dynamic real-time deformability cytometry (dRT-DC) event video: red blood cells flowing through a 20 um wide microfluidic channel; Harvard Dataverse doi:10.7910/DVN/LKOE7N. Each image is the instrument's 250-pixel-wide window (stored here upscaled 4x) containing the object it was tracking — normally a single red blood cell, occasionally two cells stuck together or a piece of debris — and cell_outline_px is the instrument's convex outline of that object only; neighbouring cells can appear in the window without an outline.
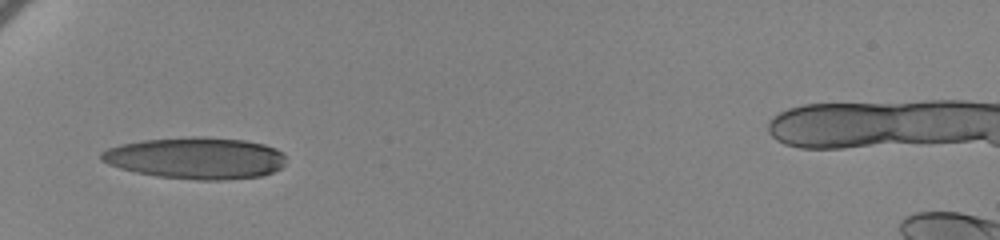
{"species": "human", "species_latin": "Homo sapiens", "temperature_condition": "cold", "stored_images_in_passage": 33, "camera_frame_rate_fps": 3000, "um_per_image_px": 0.085, "donor": {"sex": "female"}, "frame": {"image": 1, "passage_image": 1, "time_ms": 0.0, "image_size_px": [1000, 240], "cell_outline_px": [[284, 164], [280, 168], [272, 172], [260, 176], [224, 180], [196, 180], [156, 176], [136, 172], [120, 168], [108, 164], [100, 160], [100, 152], [108, 148], [120, 144], [144, 140], [192, 136], [200, 136], [244, 140], [264, 144], [276, 148], [284, 152]], "centroid_in_image_um": [16.64, 13.43], "position_along_channel_um": 68.4, "area_um2": 45.03}}
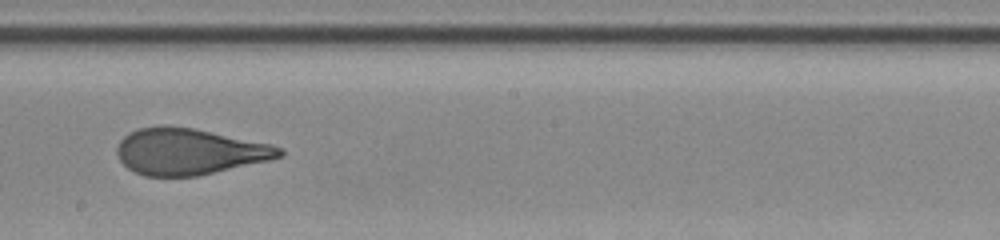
{"frame": {"image": 2, "passage_image": 16, "time_ms": 5.0, "image_size_px": [1000, 240], "cell_outline_px": [[284, 156], [272, 160], [196, 176], [144, 176], [132, 172], [120, 160], [116, 152], [116, 148], [120, 140], [124, 136], [140, 128], [160, 124], [168, 124], [192, 128], [272, 144], [280, 148], [284, 152]], "centroid_in_image_um": [16.07, 12.88], "position_along_channel_um": 232.1, "area_um2": 44.04}}
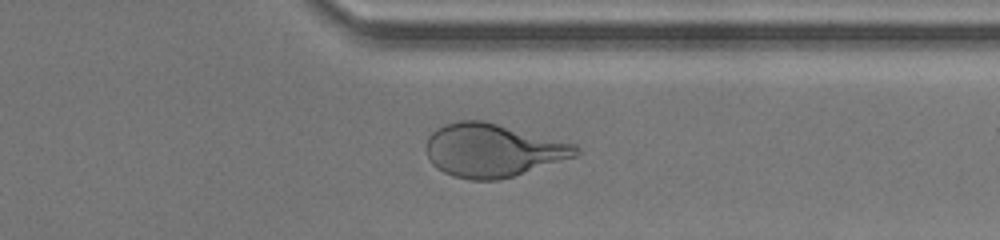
{"frame": {"image": 3, "passage_image": 28, "time_ms": 9.0, "image_size_px": [1000, 240], "cell_outline_px": [[580, 152], [576, 156], [512, 176], [496, 180], [472, 180], [452, 176], [436, 168], [432, 164], [428, 156], [428, 136], [436, 128], [444, 124], [460, 120], [484, 120], [576, 144], [580, 148]], "centroid_in_image_um": [41.88, 12.76], "position_along_channel_um": 369.5, "area_um2": 46.24}, "authors_computed_cell_mechanics": {"area_um2": 45.0262, "velocity_mm_per_s": 3.4397, "shape_relaxation_time_tau1_ms": 5.1557, "shape_relaxation_time_tau2_ms": 0.9643, "deformation_change_tau1": 0.2029, "deformation_change_tau2": 0.0896}}